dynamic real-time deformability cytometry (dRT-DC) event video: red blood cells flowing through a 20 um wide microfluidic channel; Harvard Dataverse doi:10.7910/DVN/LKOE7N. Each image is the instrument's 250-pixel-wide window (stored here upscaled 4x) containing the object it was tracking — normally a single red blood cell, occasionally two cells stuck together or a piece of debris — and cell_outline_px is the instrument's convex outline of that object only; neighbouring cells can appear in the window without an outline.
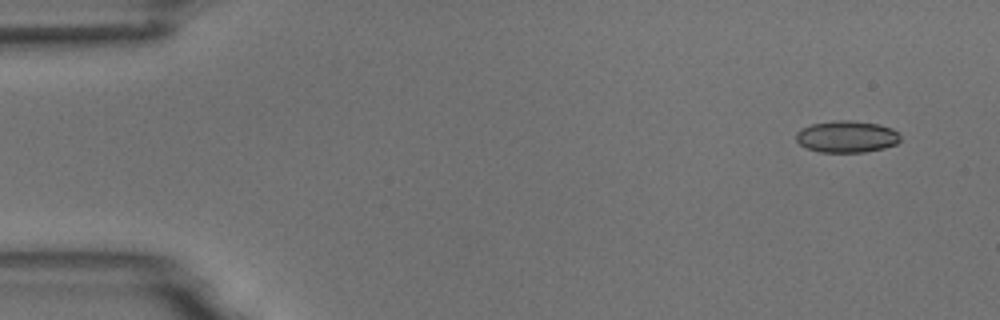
{"species": "common noctule bat (a hibernating species)", "species_latin": "Nyctalus noctula", "temperature_condition": "room temperature", "stored_images_in_passage": 5, "camera_frame_rate_fps": 3000, "um_per_image_px": 0.085, "animal": {"sex": "male", "body_mass_g": 18.8}, "frame": {"image": 1, "passage_image": 1, "time_ms": 0.0, "image_size_px": [1000, 320], "cell_outline_px": [[900, 140], [896, 144], [884, 148], [864, 152], [820, 152], [808, 148], [800, 144], [796, 140], [796, 132], [800, 128], [812, 124], [836, 120], [848, 120], [880, 124], [892, 128], [900, 136]], "centroid_in_image_um": [71.96, 11.61], "position_along_channel_um": 13.0, "area_um2": 19.31}}